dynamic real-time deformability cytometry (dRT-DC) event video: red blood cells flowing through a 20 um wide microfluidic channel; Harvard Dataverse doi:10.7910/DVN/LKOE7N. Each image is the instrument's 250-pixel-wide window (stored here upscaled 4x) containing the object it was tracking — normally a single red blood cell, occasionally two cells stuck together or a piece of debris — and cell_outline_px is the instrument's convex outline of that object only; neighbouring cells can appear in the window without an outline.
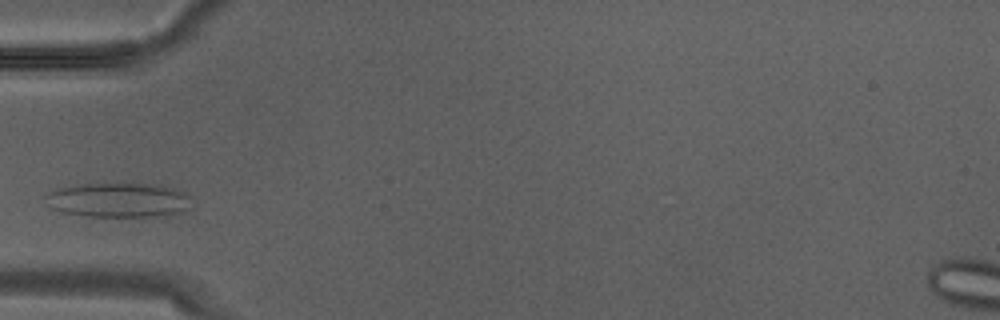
{"species": "Egyptian fruit bat (a non-hibernating species)", "species_latin": "Rousettus aegyptiacus", "temperature_condition": "warm", "stored_images_in_passage": 4, "camera_frame_rate_fps": 3000, "um_per_image_px": 0.085, "animal": {"sex": "male"}, "frame": {"image": 1, "passage_image": 3, "time_ms": 0.667, "image_size_px": [1000, 320], "cell_outline_px": [[192, 208], [180, 212], [152, 216], [84, 216], [64, 212], [52, 208], [44, 196], [48, 192], [60, 188], [76, 184], [164, 184], [176, 188], [192, 196]], "centroid_in_image_um": [10.15, 16.99], "position_along_channel_um": 74.9, "area_um2": 29.54}}